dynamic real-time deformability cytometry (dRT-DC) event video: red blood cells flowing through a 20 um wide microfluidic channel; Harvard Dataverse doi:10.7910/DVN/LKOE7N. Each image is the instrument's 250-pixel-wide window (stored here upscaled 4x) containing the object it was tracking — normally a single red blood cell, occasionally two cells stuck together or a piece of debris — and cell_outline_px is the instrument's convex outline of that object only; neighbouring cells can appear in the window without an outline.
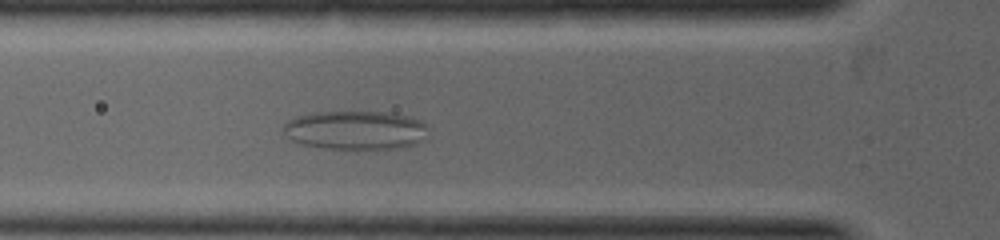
{"species": "common noctule bat (a hibernating species)", "species_latin": "Nyctalus noctula", "temperature_condition": "warm", "stored_images_in_passage": 6, "camera_frame_rate_fps": 5000, "um_per_image_px": 0.085, "animal": {"sex": "female", "body_mass_g": 19.0, "forearm_length_mm": 53.3}, "frame": {"image": 1, "passage_image": 6, "time_ms": 1.0, "image_size_px": [1000, 240], "cell_outline_px": [[424, 140], [416, 144], [396, 148], [328, 148], [300, 144], [292, 140], [284, 132], [284, 124], [288, 120], [296, 116], [316, 112], [388, 112], [408, 116], [420, 120], [424, 124]], "centroid_in_image_um": [30.19, 11.05], "position_along_channel_um": 95.6, "area_um2": 32.31}}